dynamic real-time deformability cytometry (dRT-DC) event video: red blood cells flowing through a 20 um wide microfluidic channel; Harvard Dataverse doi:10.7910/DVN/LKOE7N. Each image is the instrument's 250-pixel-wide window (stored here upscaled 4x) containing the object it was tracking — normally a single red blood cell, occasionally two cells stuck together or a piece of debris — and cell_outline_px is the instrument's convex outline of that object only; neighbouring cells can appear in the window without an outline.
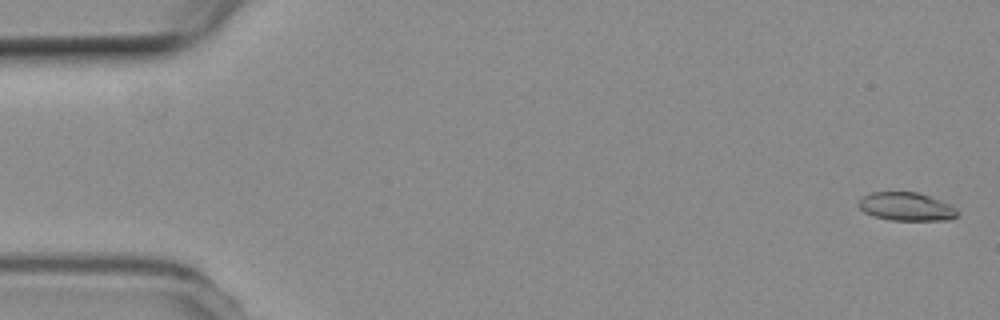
{"species": "common noctule bat (a hibernating species)", "species_latin": "Nyctalus noctula", "temperature_condition": "room temperature", "stored_images_in_passage": 56, "camera_frame_rate_fps": 3000, "um_per_image_px": 0.085, "animal": {"sex": "female", "body_mass_g": 19.3, "forearm_length_mm": 54.1}, "frame": {"image": 1, "passage_image": 2, "time_ms": 0.333, "image_size_px": [1000, 320], "cell_outline_px": [[960, 212], [956, 216], [948, 220], [892, 220], [872, 216], [864, 212], [856, 204], [864, 196], [872, 192], [916, 192], [940, 200], [956, 208]], "centroid_in_image_um": [77.02, 17.57], "position_along_channel_um": 8.0, "area_um2": 16.24}}
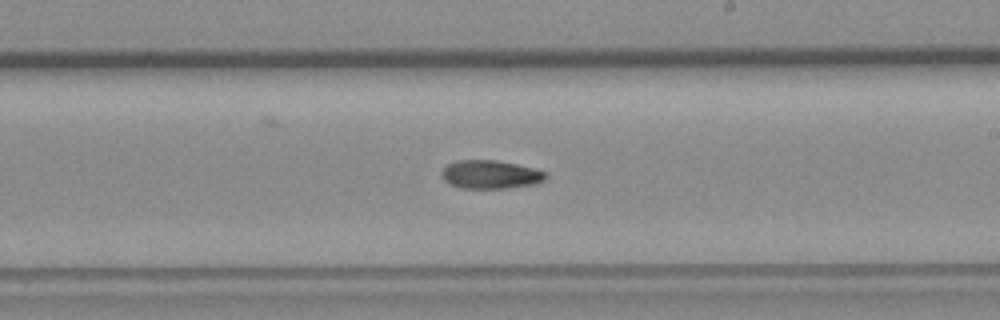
{"frame": {"image": 2, "passage_image": 32, "time_ms": 10.333, "image_size_px": [1000, 320], "cell_outline_px": [[548, 176], [544, 180], [536, 184], [504, 188], [460, 188], [444, 180], [440, 176], [440, 172], [448, 164], [456, 160], [496, 160], [516, 164], [548, 172]], "centroid_in_image_um": [41.69, 14.83], "position_along_channel_um": 247.3, "area_um2": 17.28}}
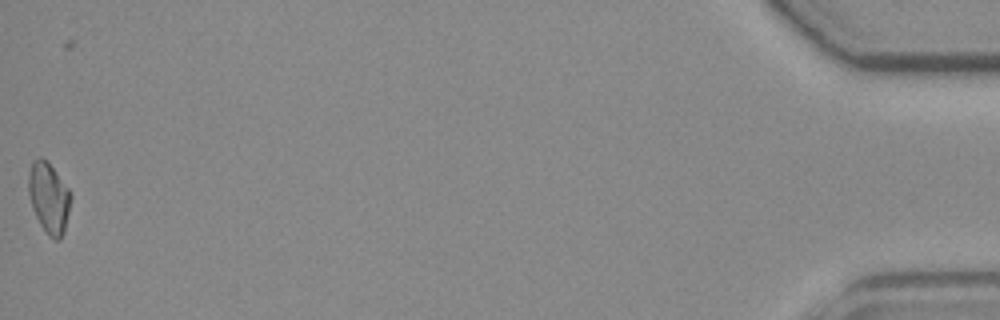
{"frame": {"image": 3, "passage_image": 55, "time_ms": 18.0, "image_size_px": [1000, 320], "cell_outline_px": [[72, 196], [64, 232], [60, 240], [56, 240], [48, 236], [40, 224], [32, 208], [28, 192], [28, 176], [32, 160], [40, 156], [52, 168], [68, 188]], "centroid_in_image_um": [4.14, 16.84], "position_along_channel_um": 431.1, "area_um2": 17.28}}